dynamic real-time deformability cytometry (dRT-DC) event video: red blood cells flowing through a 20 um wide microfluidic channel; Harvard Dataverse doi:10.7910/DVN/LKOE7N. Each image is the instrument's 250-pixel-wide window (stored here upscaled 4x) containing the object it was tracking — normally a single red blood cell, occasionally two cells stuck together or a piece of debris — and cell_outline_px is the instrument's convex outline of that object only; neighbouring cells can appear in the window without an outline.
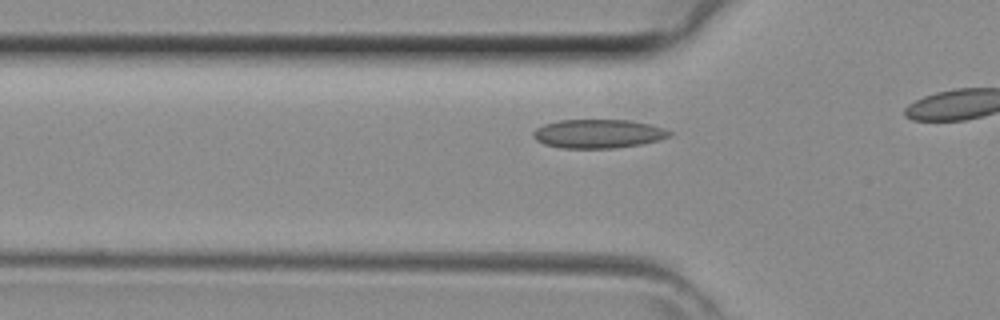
{"species": "common noctule bat (a hibernating species)", "species_latin": "Nyctalus noctula", "temperature_condition": "room temperature", "stored_images_in_passage": 10, "camera_frame_rate_fps": 3000, "um_per_image_px": 0.085, "animal": {"sex": "female", "body_mass_g": 29.2, "forearm_length_mm": 56.3}, "frame": {"image": 1, "passage_image": 6, "time_ms": 1.667, "image_size_px": [1000, 320], "cell_outline_px": [[672, 136], [644, 144], [616, 148], [560, 148], [544, 144], [536, 140], [532, 136], [532, 132], [536, 128], [544, 124], [560, 120], [628, 120], [652, 124], [664, 128], [672, 132]], "centroid_in_image_um": [50.87, 11.37], "position_along_channel_um": 74.9, "area_um2": 23.12}}
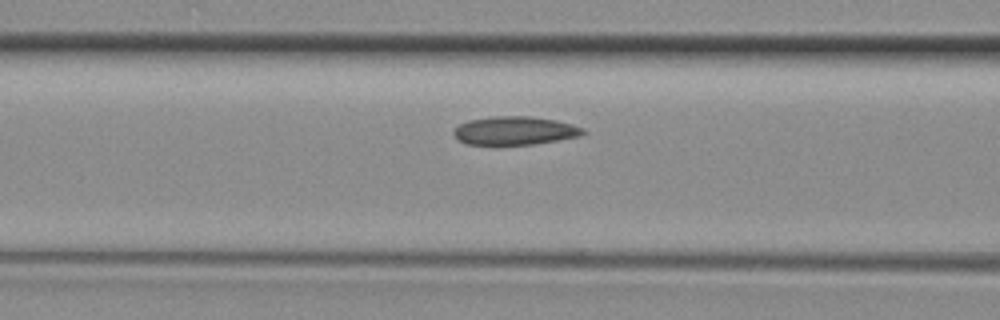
{"frame": {"image": 2, "passage_image": 9, "time_ms": 2.667, "image_size_px": [1000, 320], "cell_outline_px": [[588, 132], [580, 136], [532, 144], [496, 148], [492, 148], [464, 144], [456, 140], [452, 132], [460, 124], [468, 120], [492, 116], [532, 116], [556, 120], [572, 124], [584, 128]], "centroid_in_image_um": [43.68, 11.15], "position_along_channel_um": 122.9, "area_um2": 22.54}}